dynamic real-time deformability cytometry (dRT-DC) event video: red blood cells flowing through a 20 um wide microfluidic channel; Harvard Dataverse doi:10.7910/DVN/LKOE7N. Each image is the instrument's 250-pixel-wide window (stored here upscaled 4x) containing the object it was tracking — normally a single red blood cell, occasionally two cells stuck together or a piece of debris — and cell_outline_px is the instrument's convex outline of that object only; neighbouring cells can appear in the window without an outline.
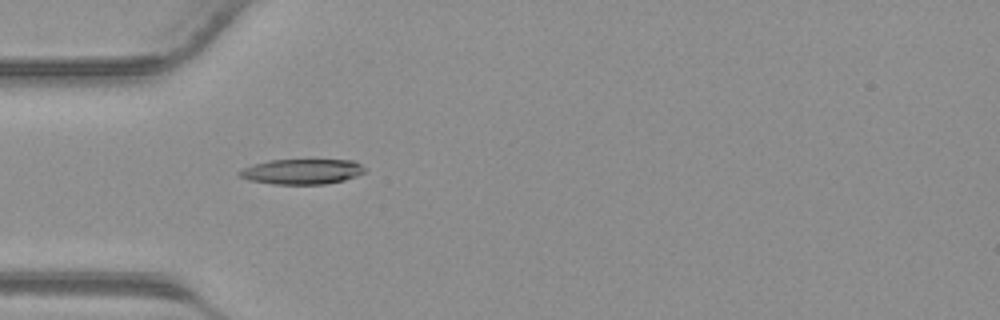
{"species": "common noctule bat (a hibernating species)", "species_latin": "Nyctalus noctula", "temperature_condition": "warm", "stored_images_in_passage": 42, "camera_frame_rate_fps": 3000, "um_per_image_px": 0.085, "animal": {"sex": "male", "body_mass_g": 23.1, "forearm_length_mm": 52.7}, "frame": {"image": 1, "passage_image": 13, "time_ms": 4.0, "image_size_px": [1000, 320], "cell_outline_px": [[364, 172], [356, 176], [344, 180], [324, 184], [272, 184], [252, 180], [240, 176], [236, 172], [252, 164], [268, 160], [356, 160], [364, 168]], "centroid_in_image_um": [25.66, 14.57], "position_along_channel_um": 59.3, "area_um2": 18.32}}
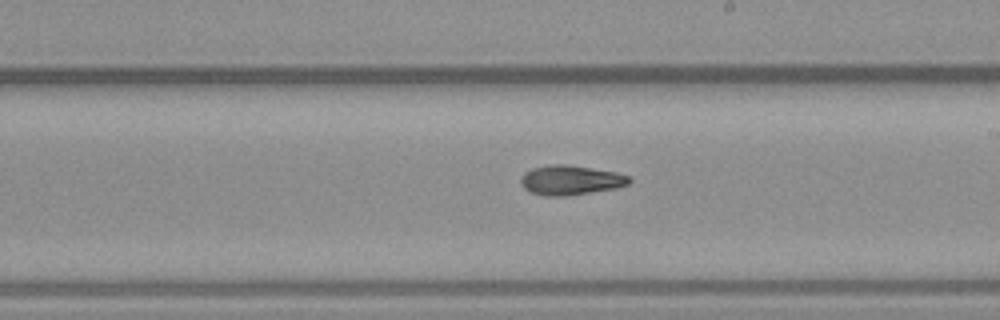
{"frame": {"image": 2, "passage_image": 24, "time_ms": 7.667, "image_size_px": [1000, 320], "cell_outline_px": [[632, 180], [628, 184], [616, 188], [568, 196], [544, 196], [532, 192], [524, 188], [520, 184], [520, 176], [524, 172], [532, 168], [552, 164], [568, 164], [616, 172], [628, 176]], "centroid_in_image_um": [48.47, 15.31], "position_along_channel_um": 240.5, "area_um2": 18.84}}
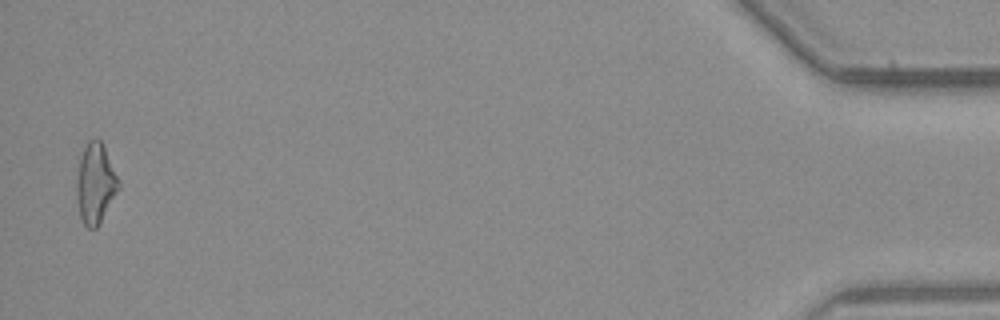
{"frame": {"image": 3, "passage_image": 41, "time_ms": 13.333, "image_size_px": [1000, 320], "cell_outline_px": [[120, 188], [100, 224], [96, 228], [88, 228], [84, 224], [80, 216], [76, 196], [76, 180], [80, 160], [84, 148], [88, 140], [100, 140], [104, 144], [120, 180]], "centroid_in_image_um": [8.14, 15.61], "position_along_channel_um": 427.1, "area_um2": 19.83}}